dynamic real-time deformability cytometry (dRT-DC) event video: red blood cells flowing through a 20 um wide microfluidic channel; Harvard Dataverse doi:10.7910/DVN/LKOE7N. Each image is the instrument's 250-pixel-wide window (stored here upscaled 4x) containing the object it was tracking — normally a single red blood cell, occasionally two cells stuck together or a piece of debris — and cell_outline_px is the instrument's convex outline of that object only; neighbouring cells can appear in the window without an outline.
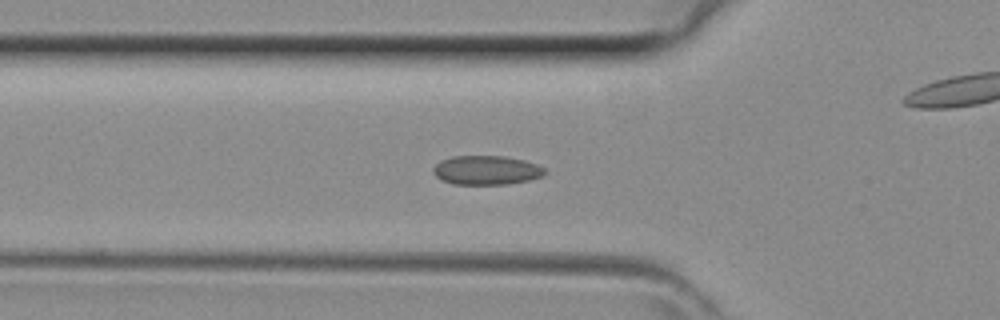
{"species": "common noctule bat (a hibernating species)", "species_latin": "Nyctalus noctula", "temperature_condition": "room temperature", "stored_images_in_passage": 43, "camera_frame_rate_fps": 3000, "um_per_image_px": 0.085, "animal": {"sex": "female", "body_mass_g": 29.2, "forearm_length_mm": 56.3}, "frame": {"image": 1, "passage_image": 14, "time_ms": 4.333, "image_size_px": [1000, 320], "cell_outline_px": [[548, 172], [544, 176], [528, 180], [508, 184], [452, 184], [436, 176], [432, 172], [432, 168], [440, 160], [452, 156], [504, 156], [524, 160], [536, 164], [544, 168]], "centroid_in_image_um": [41.35, 14.46], "position_along_channel_um": 84.4, "area_um2": 19.02}}
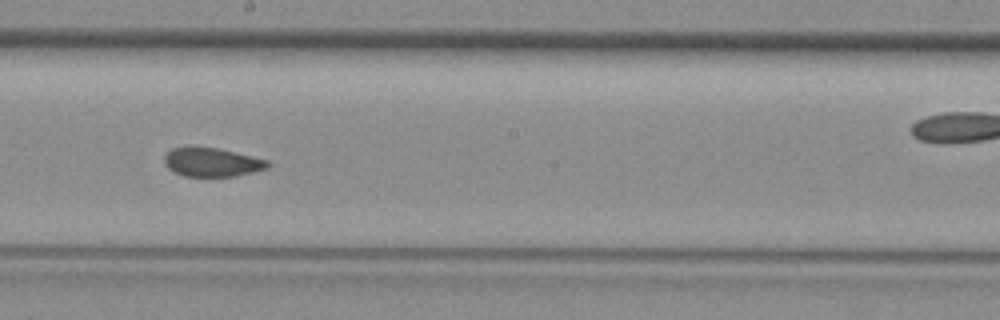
{"frame": {"image": 2, "passage_image": 23, "time_ms": 7.333, "image_size_px": [1000, 320], "cell_outline_px": [[272, 164], [268, 168], [236, 176], [184, 176], [168, 168], [164, 164], [164, 156], [172, 148], [220, 148], [268, 160]], "centroid_in_image_um": [18.06, 13.8], "position_along_channel_um": 230.1, "area_um2": 17.17}}
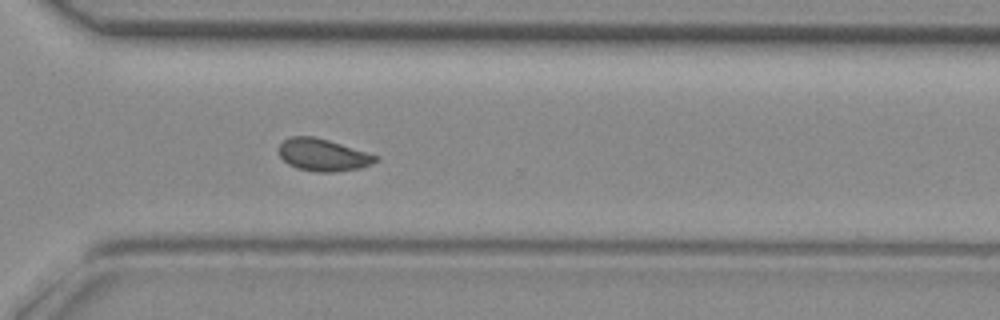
{"frame": {"image": 3, "passage_image": 30, "time_ms": 9.667, "image_size_px": [1000, 320], "cell_outline_px": [[380, 160], [372, 164], [360, 168], [332, 172], [316, 172], [296, 168], [288, 164], [280, 156], [280, 144], [284, 140], [292, 136], [312, 136], [328, 140], [380, 156]], "centroid_in_image_um": [27.49, 13.18], "position_along_channel_um": 343.1, "area_um2": 18.15}}